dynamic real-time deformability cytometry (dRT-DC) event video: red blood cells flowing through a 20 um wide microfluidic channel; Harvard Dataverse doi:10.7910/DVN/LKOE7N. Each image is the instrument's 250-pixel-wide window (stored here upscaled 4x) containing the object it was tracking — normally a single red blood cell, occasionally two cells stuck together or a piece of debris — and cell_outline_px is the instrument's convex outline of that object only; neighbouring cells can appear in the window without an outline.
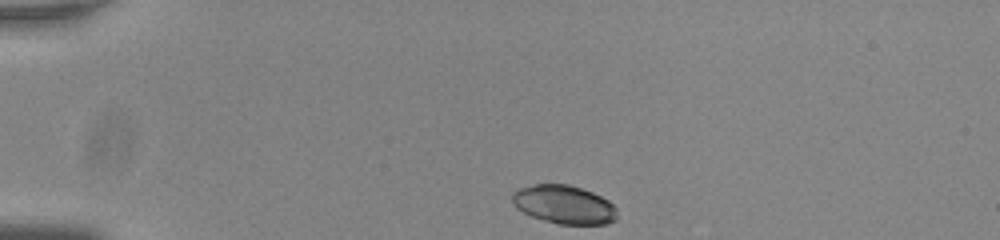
{"species": "common noctule bat (a hibernating species)", "species_latin": "Nyctalus noctula", "temperature_condition": "room temperature", "stored_images_in_passage": 44, "camera_frame_rate_fps": 3000, "um_per_image_px": 0.085, "animal": {"sex": "male", "body_mass_g": 20.0, "forearm_length_mm": 53.3}, "frame": {"image": 1, "passage_image": 1, "time_ms": 0.0, "image_size_px": [1000, 240], "cell_outline_px": [[616, 220], [608, 224], [560, 224], [544, 220], [532, 216], [516, 208], [512, 204], [512, 192], [516, 188], [536, 184], [568, 184], [592, 192], [608, 200], [616, 208]], "centroid_in_image_um": [47.92, 17.38], "position_along_channel_um": 37.1, "area_um2": 23.58}}
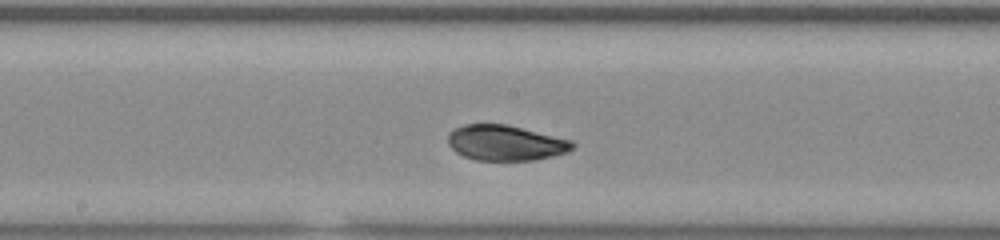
{"frame": {"image": 2, "passage_image": 19, "time_ms": 6.0, "image_size_px": [1000, 240], "cell_outline_px": [[576, 144], [568, 152], [536, 160], [476, 160], [464, 156], [456, 152], [448, 144], [448, 132], [464, 124], [508, 124], [572, 140]], "centroid_in_image_um": [42.98, 12.14], "position_along_channel_um": 205.2, "area_um2": 25.78}}
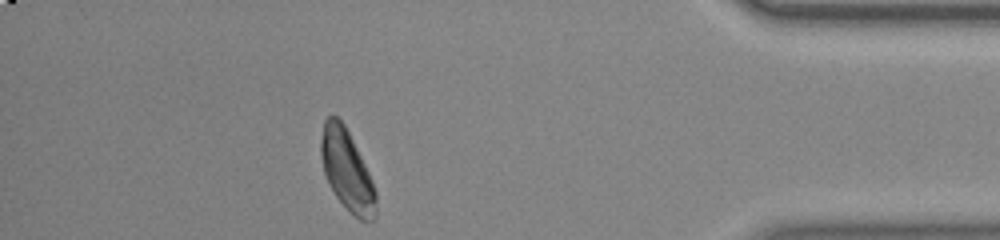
{"frame": {"image": 3, "passage_image": 38, "time_ms": 12.333, "image_size_px": [1000, 240], "cell_outline_px": [[376, 220], [368, 224], [360, 220], [336, 196], [324, 172], [320, 156], [320, 140], [324, 120], [328, 116], [336, 116], [344, 124], [372, 180], [376, 192]], "centroid_in_image_um": [29.5, 14.5], "position_along_channel_um": 405.7, "area_um2": 25.49}, "authors_computed_cell_mechanics": {"area_um2": 25.8077, "velocity_mm_per_s": 3.7478, "shape_relaxation_time_tau1_ms": 9.7605, "shape_relaxation_time_tau2_ms": 0.8424, "deformation_change_tau1": 0.2788, "deformation_change_tau2": 0.0332}}